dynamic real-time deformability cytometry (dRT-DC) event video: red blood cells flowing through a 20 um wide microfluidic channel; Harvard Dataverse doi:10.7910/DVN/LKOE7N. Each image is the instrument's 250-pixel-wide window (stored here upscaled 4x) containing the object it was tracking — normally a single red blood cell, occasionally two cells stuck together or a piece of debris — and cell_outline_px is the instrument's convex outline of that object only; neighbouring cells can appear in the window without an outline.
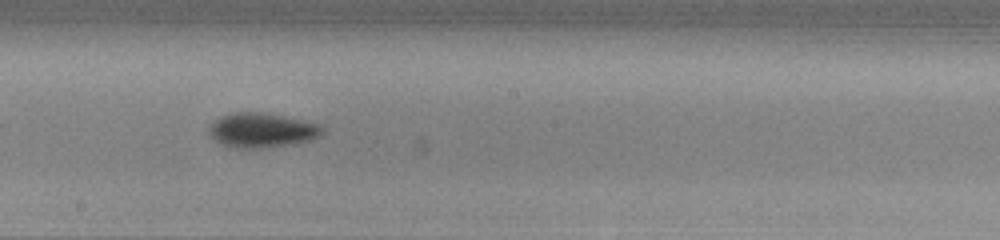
{"species": "common noctule bat (a hibernating species)", "species_latin": "Nyctalus noctula", "temperature_condition": "warm", "stored_images_in_passage": 33, "camera_frame_rate_fps": 3000, "um_per_image_px": 0.085, "animal": {"sex": "male", "body_mass_g": 13.0, "forearm_length_mm": 53.1}, "frame": {"image": 1, "passage_image": 15, "time_ms": 4.667, "image_size_px": [1000, 240], "cell_outline_px": [[324, 132], [320, 136], [312, 140], [292, 144], [268, 148], [228, 148], [220, 144], [208, 132], [208, 128], [220, 116], [236, 112], [264, 112], [324, 124]], "centroid_in_image_um": [22.31, 11.08], "position_along_channel_um": 225.9, "area_um2": 23.29}}
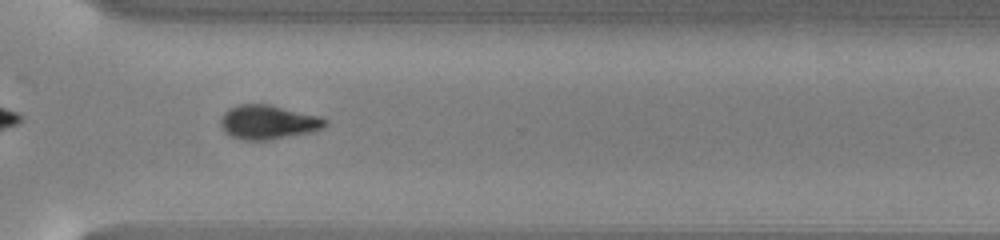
{"frame": {"image": 2, "passage_image": 24, "time_ms": 7.667, "image_size_px": [1000, 240], "cell_outline_px": [[328, 124], [324, 128], [312, 132], [272, 140], [240, 140], [224, 132], [220, 124], [220, 120], [224, 112], [228, 108], [240, 104], [268, 104], [320, 116], [328, 120]], "centroid_in_image_um": [22.8, 10.39], "position_along_channel_um": 347.8, "area_um2": 21.1}, "authors_computed_cell_mechanics": {"area_um2": 21.964, "velocity_mm_per_s": 4.0566, "shape_relaxation_time_tau1_ms": 1.5729, "shape_relaxation_time_tau2_ms": null, "deformation_change_tau1": 0.1281, "deformation_change_tau2": null}}